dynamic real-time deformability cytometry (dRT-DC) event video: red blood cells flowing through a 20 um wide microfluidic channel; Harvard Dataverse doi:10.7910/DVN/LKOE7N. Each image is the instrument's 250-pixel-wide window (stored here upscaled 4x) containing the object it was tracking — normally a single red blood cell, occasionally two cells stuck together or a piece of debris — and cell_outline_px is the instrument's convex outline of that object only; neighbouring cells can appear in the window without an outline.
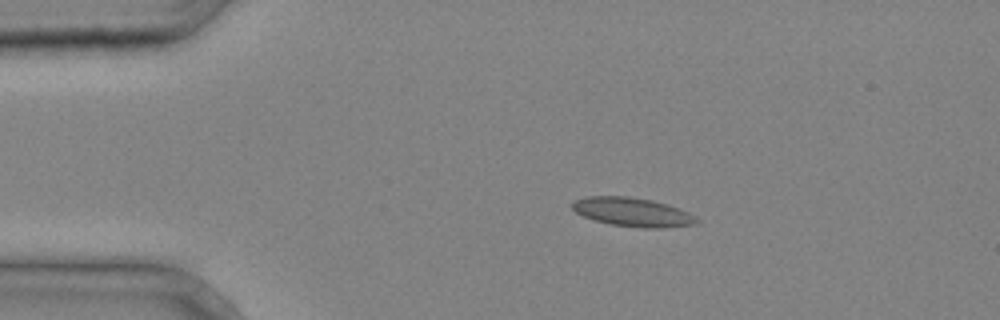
{"species": "common noctule bat (a hibernating species)", "species_latin": "Nyctalus noctula", "temperature_condition": "cold", "stored_images_in_passage": 1, "camera_frame_rate_fps": 3000, "um_per_image_px": 0.085, "animal": {"sex": "male", "body_mass_g": 20.4}, "frame": {"image": 1, "passage_image": 1, "time_ms": 0.0, "image_size_px": [1000, 320], "cell_outline_px": [[700, 220], [696, 224], [664, 228], [644, 228], [608, 224], [584, 216], [576, 212], [568, 204], [572, 200], [588, 196], [628, 196], [652, 200], [668, 204], [688, 212]], "centroid_in_image_um": [53.74, 18.02], "position_along_channel_um": 31.3, "area_um2": 21.1}}